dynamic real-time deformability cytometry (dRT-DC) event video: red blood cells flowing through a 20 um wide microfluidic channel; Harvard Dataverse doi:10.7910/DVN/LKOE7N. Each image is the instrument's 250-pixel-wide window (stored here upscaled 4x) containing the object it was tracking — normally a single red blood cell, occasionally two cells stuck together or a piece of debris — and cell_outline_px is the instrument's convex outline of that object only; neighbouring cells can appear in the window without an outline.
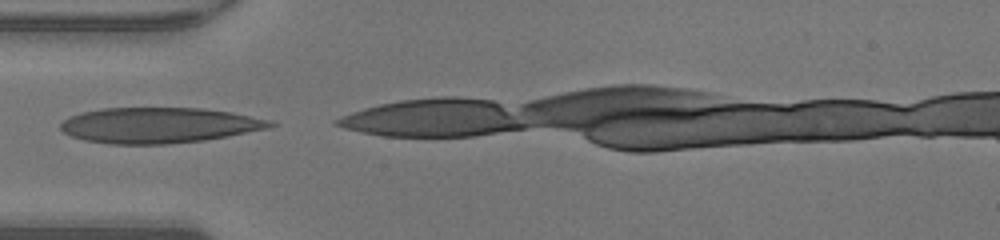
{"species": "human", "species_latin": "Homo sapiens", "temperature_condition": "warm", "stored_images_in_passage": 3, "camera_frame_rate_fps": 3000, "um_per_image_px": 0.085, "donor": {"sex": "male"}, "frame": {"image": 1, "passage_image": 1, "time_ms": 0.0, "image_size_px": [1000, 240], "cell_outline_px": [[276, 124], [268, 128], [204, 140], [168, 144], [108, 144], [84, 140], [72, 136], [64, 132], [60, 128], [60, 124], [64, 120], [72, 116], [84, 112], [100, 108], [204, 108], [232, 112], [268, 120]], "centroid_in_image_um": [13.48, 10.64], "position_along_channel_um": 71.5, "area_um2": 43.12}}